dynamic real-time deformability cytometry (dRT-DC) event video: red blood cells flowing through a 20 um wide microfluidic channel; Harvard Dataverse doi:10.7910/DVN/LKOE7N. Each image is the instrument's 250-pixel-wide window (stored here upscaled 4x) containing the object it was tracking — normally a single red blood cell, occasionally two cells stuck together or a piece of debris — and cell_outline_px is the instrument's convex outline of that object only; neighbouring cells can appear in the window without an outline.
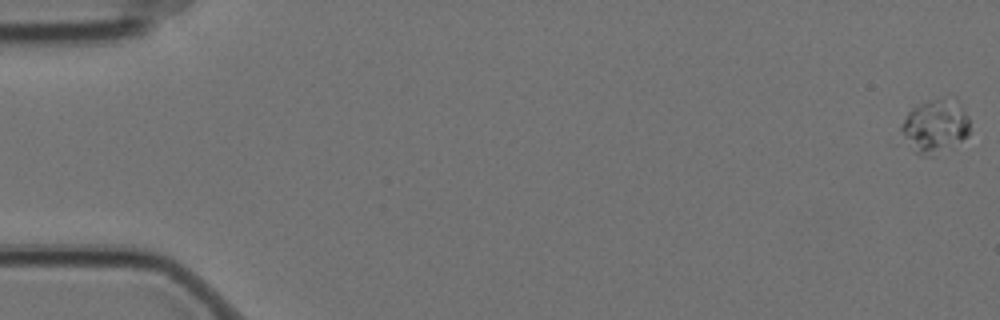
{"species": "Egyptian fruit bat (a non-hibernating species)", "species_latin": "Rousettus aegyptiacus", "temperature_condition": "cold", "stored_images_in_passage": 5, "camera_frame_rate_fps": 3000, "um_per_image_px": 0.085, "animal": {"sex": "female"}, "frame": {"image": 1, "passage_image": 1, "time_ms": 0.0, "image_size_px": [1000, 320], "cell_outline_px": [[968, 136], [952, 148], [932, 156], [920, 156], [912, 152], [900, 128], [908, 112], [912, 108], [928, 100], [956, 96], [964, 108], [968, 116]], "centroid_in_image_um": [79.52, 10.73], "position_along_channel_um": 5.5, "area_um2": 21.85}}
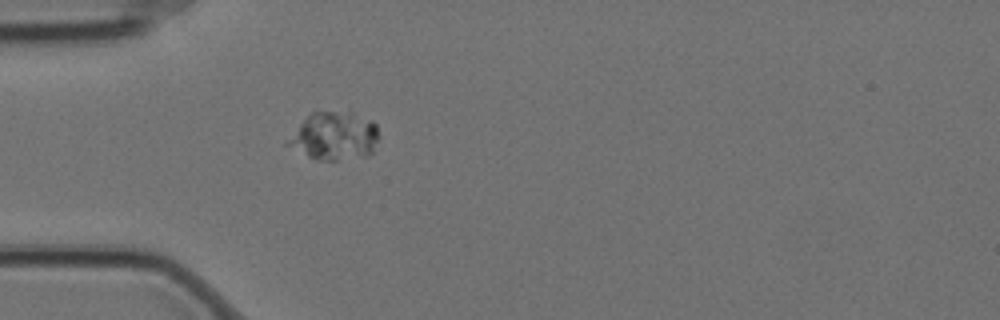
{"frame": {"image": 2, "passage_image": 5, "time_ms": 1.333, "image_size_px": [1000, 320], "cell_outline_px": [[380, 136], [372, 152], [368, 156], [336, 160], [316, 160], [284, 144], [300, 124], [312, 112], [352, 112], [372, 120], [376, 124]], "centroid_in_image_um": [28.46, 11.57], "position_along_channel_um": 56.5, "area_um2": 25.43}}